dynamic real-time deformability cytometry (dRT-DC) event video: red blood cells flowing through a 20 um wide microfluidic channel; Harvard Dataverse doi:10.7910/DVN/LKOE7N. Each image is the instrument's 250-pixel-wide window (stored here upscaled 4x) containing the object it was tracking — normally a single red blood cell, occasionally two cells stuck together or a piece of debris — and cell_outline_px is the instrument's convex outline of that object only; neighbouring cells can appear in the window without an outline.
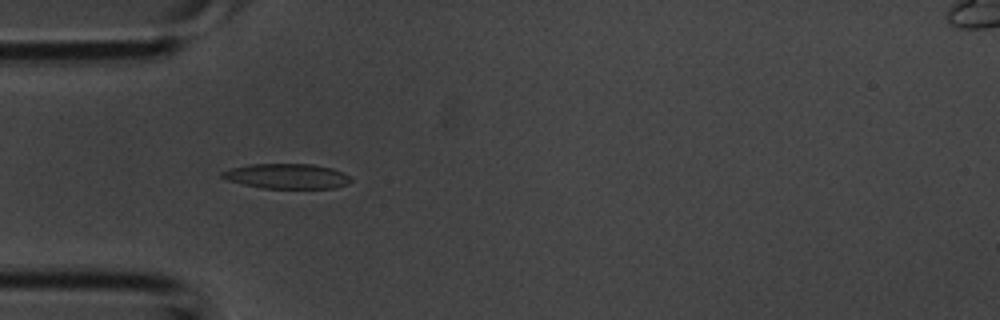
{"species": "common noctule bat (a hibernating species)", "species_latin": "Nyctalus noctula", "temperature_condition": "room temperature", "stored_images_in_passage": 3, "camera_frame_rate_fps": 3000, "um_per_image_px": 0.085, "animal": {"sex": "male", "body_mass_g": 20.1, "forearm_length_mm": 53.5}, "frame": {"image": 1, "passage_image": 3, "time_ms": 0.667, "image_size_px": [1000, 320], "cell_outline_px": [[352, 180], [348, 184], [336, 188], [264, 188], [244, 184], [228, 180], [220, 176], [220, 172], [228, 168], [248, 164], [312, 164], [332, 168], [344, 172]], "centroid_in_image_um": [24.38, 14.97], "position_along_channel_um": 60.6, "area_um2": 18.84}}